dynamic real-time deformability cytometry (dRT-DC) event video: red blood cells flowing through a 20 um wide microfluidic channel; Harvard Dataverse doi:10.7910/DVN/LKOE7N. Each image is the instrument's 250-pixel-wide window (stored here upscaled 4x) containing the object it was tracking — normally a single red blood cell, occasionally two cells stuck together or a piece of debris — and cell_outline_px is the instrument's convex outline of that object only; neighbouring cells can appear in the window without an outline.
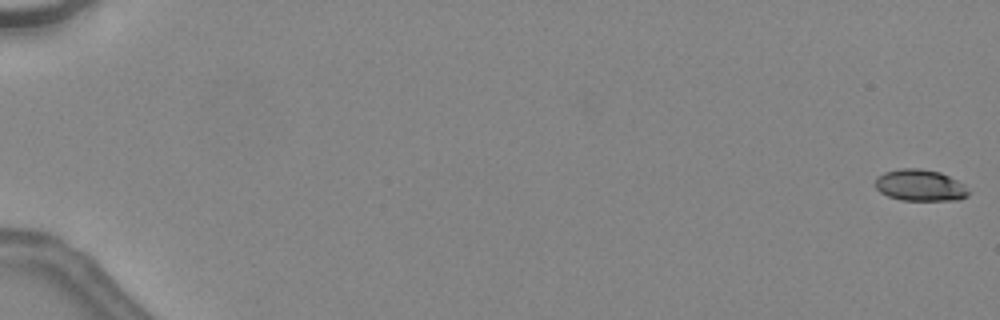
{"species": "common noctule bat (a hibernating species)", "species_latin": "Nyctalus noctula", "temperature_condition": "warm", "stored_images_in_passage": 48, "camera_frame_rate_fps": 3000, "um_per_image_px": 0.085, "animal": {"sex": "female", "body_mass_g": 24.6, "forearm_length_mm": 56.2}, "frame": {"image": 1, "passage_image": 1, "time_ms": 0.0, "image_size_px": [1000, 320], "cell_outline_px": [[968, 196], [960, 200], [900, 200], [888, 196], [880, 192], [876, 188], [876, 180], [884, 172], [900, 168], [920, 168], [940, 172], [964, 184], [968, 192]], "centroid_in_image_um": [78.21, 15.75], "position_along_channel_um": 6.8, "area_um2": 17.05}}
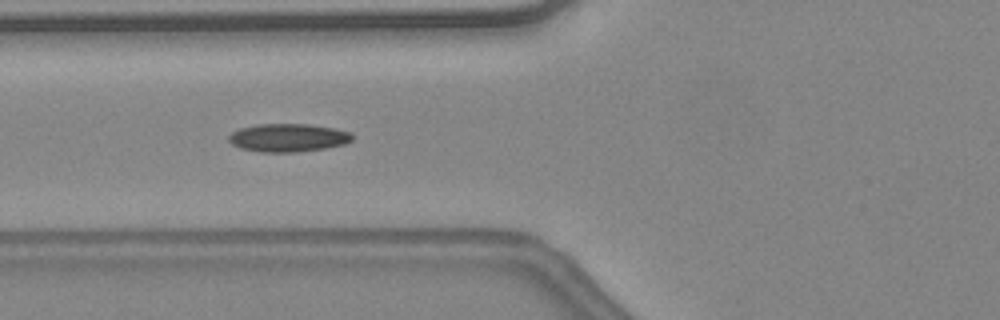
{"frame": {"image": 2, "passage_image": 21, "time_ms": 6.667, "image_size_px": [1000, 320], "cell_outline_px": [[352, 140], [344, 144], [324, 148], [296, 152], [260, 152], [240, 148], [232, 144], [228, 140], [228, 136], [232, 132], [240, 128], [256, 124], [308, 124], [336, 128], [352, 132]], "centroid_in_image_um": [24.48, 11.7], "position_along_channel_um": 101.3, "area_um2": 20.35}}
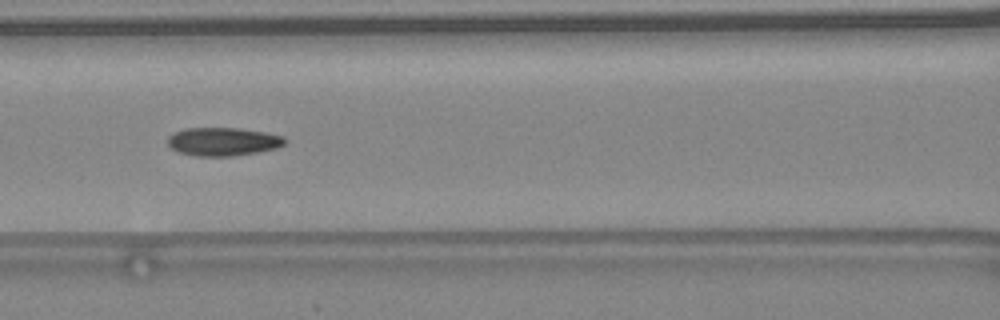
{"frame": {"image": 3, "passage_image": 24, "time_ms": 7.667, "image_size_px": [1000, 320], "cell_outline_px": [[288, 140], [284, 144], [276, 148], [256, 152], [232, 156], [196, 156], [180, 152], [172, 148], [168, 144], [168, 136], [184, 128], [236, 128], [264, 132], [284, 136]], "centroid_in_image_um": [18.97, 12.03], "position_along_channel_um": 147.6, "area_um2": 19.19}, "authors_computed_cell_mechanics": {"area_um2": 19.0162, "velocity_mm_per_s": 4.5692, "shape_relaxation_time_tau1_ms": null, "shape_relaxation_time_tau2_ms": 2.8577, "deformation_change_tau1": null, "deformation_change_tau2": 0.0977}}